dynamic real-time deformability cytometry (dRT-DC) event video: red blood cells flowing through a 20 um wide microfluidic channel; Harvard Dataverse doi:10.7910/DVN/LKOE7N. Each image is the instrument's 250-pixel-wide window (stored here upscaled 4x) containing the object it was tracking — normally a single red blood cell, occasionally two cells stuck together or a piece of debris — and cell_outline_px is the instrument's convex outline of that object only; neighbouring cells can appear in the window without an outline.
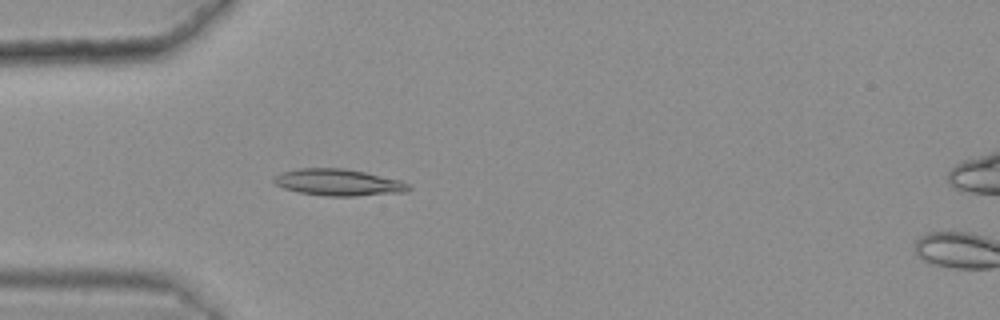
{"species": "common noctule bat (a hibernating species)", "species_latin": "Nyctalus noctula", "temperature_condition": "warm", "stored_images_in_passage": 44, "camera_frame_rate_fps": 3000, "um_per_image_px": 0.085, "animal": {"sex": "female", "body_mass_g": 25.1}, "frame": {"image": 1, "passage_image": 12, "time_ms": 3.667, "image_size_px": [1000, 320], "cell_outline_px": [[412, 188], [408, 192], [356, 196], [324, 196], [300, 192], [284, 188], [276, 184], [272, 180], [272, 176], [280, 172], [300, 168], [344, 168], [364, 172], [400, 180], [408, 184]], "centroid_in_image_um": [28.75, 15.5], "position_along_channel_um": 56.2, "area_um2": 21.04}}
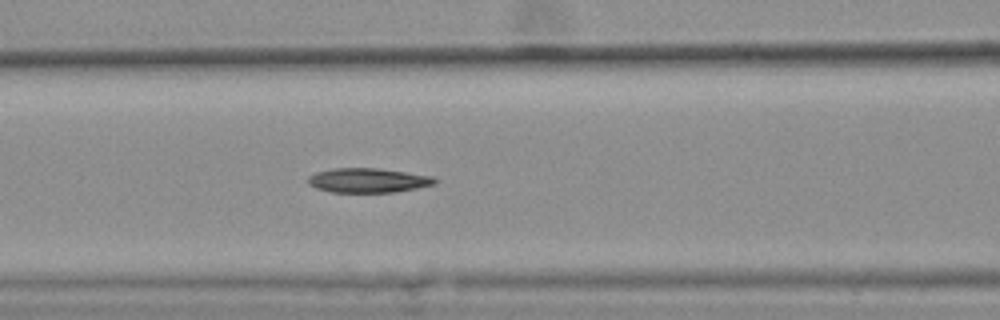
{"frame": {"image": 2, "passage_image": 19, "time_ms": 6.0, "image_size_px": [1000, 320], "cell_outline_px": [[436, 184], [416, 188], [392, 192], [332, 192], [316, 188], [308, 184], [308, 176], [316, 172], [332, 168], [376, 168], [432, 176], [436, 180]], "centroid_in_image_um": [31.24, 15.33], "position_along_channel_um": 135.4, "area_um2": 17.92}}
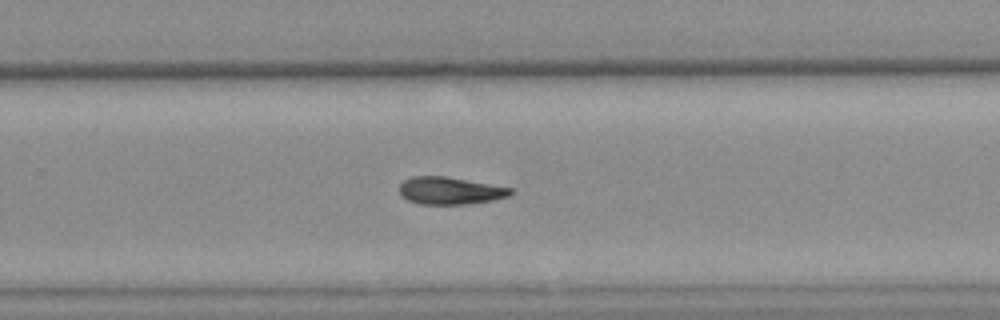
{"frame": {"image": 3, "passage_image": 32, "time_ms": 10.333, "image_size_px": [1000, 320], "cell_outline_px": [[512, 192], [508, 196], [492, 200], [468, 204], [420, 204], [408, 200], [400, 192], [400, 184], [404, 180], [412, 176], [444, 176], [512, 188]], "centroid_in_image_um": [38.24, 16.21], "position_along_channel_um": 291.6, "area_um2": 17.46}}